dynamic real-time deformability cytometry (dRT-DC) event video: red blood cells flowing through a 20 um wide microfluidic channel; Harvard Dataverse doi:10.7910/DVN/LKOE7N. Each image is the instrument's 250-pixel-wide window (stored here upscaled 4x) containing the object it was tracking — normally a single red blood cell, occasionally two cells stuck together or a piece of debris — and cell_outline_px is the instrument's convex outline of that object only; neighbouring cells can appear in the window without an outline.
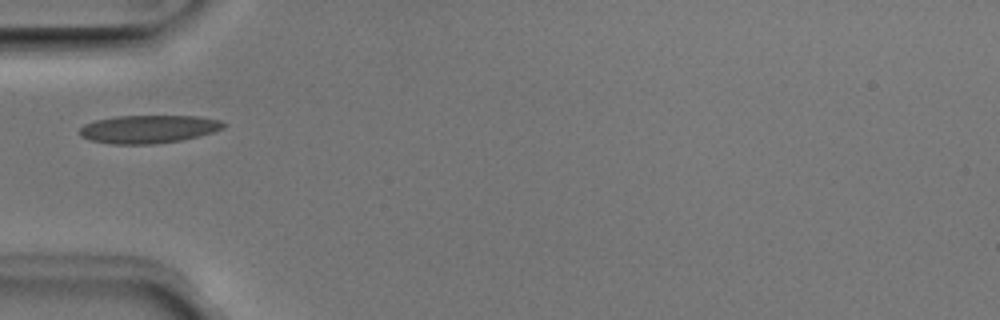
{"species": "Egyptian fruit bat (a non-hibernating species)", "species_latin": "Rousettus aegyptiacus", "temperature_condition": "room temperature", "stored_images_in_passage": 29, "camera_frame_rate_fps": 3000, "um_per_image_px": 0.085, "animal": {"sex": "male"}, "frame": {"image": 1, "passage_image": 1, "time_ms": 0.0, "image_size_px": [1000, 320], "cell_outline_px": [[228, 124], [224, 128], [212, 132], [180, 140], [152, 144], [112, 144], [88, 140], [80, 136], [80, 128], [84, 124], [96, 120], [116, 116], [196, 116], [220, 120]], "centroid_in_image_um": [12.6, 10.97], "position_along_channel_um": 72.4, "area_um2": 23.47}}
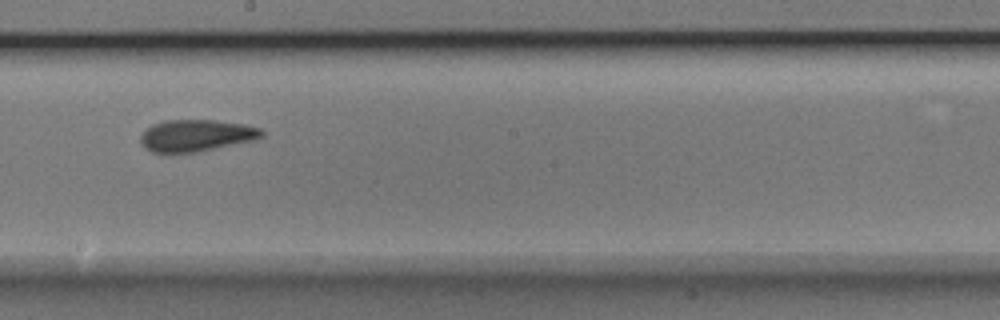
{"frame": {"image": 2, "passage_image": 13, "time_ms": 4.0, "image_size_px": [1000, 320], "cell_outline_px": [[264, 136], [252, 140], [196, 152], [172, 156], [164, 156], [152, 152], [144, 148], [140, 144], [140, 136], [144, 128], [152, 124], [164, 120], [216, 120], [244, 124], [260, 128], [264, 132]], "centroid_in_image_um": [16.55, 11.55], "position_along_channel_um": 231.6, "area_um2": 23.24}}
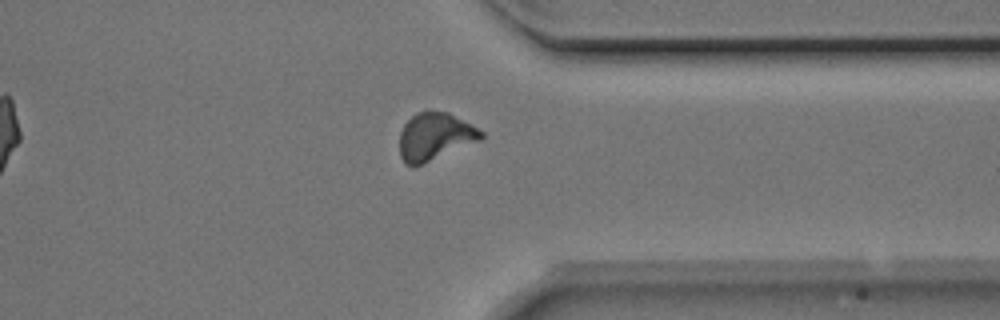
{"frame": {"image": 3, "passage_image": 24, "time_ms": 7.667, "image_size_px": [1000, 320], "cell_outline_px": [[484, 136], [480, 140], [412, 168], [404, 164], [400, 156], [400, 132], [404, 124], [416, 112], [428, 108], [448, 112], [484, 132]], "centroid_in_image_um": [36.92, 11.58], "position_along_channel_um": 374.5, "area_um2": 22.77}, "authors_computed_cell_mechanics": {"area_um2": 22.253, "velocity_mm_per_s": 3.973, "shape_relaxation_time_tau1_ms": 3.6699, "shape_relaxation_time_tau2_ms": 1.5343, "deformation_change_tau1": 0.1324, "deformation_change_tau2": 0.0714}}